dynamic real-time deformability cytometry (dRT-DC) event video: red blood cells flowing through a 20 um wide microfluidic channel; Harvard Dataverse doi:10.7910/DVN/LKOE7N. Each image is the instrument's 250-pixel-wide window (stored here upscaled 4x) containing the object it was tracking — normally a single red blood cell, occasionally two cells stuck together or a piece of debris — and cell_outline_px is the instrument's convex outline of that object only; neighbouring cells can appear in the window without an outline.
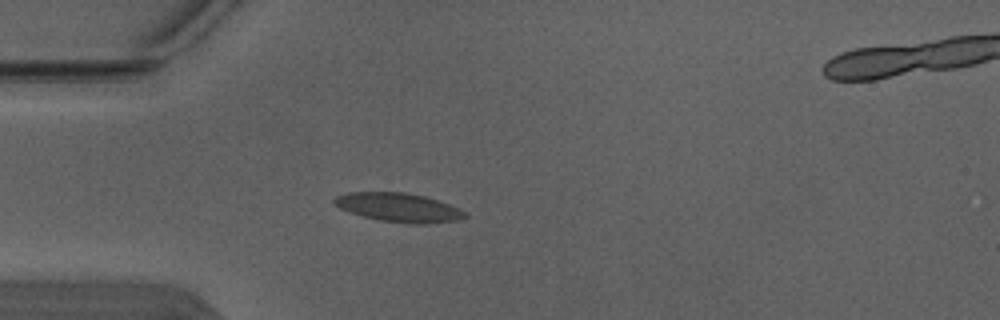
{"species": "Egyptian fruit bat (a non-hibernating species)", "species_latin": "Rousettus aegyptiacus", "temperature_condition": "warm", "stored_images_in_passage": 3, "camera_frame_rate_fps": 3000, "um_per_image_px": 0.085, "animal": {"sex": "male"}, "frame": {"image": 1, "passage_image": 3, "time_ms": 0.667, "image_size_px": [1000, 320], "cell_outline_px": [[468, 216], [460, 220], [424, 224], [408, 224], [380, 220], [348, 212], [332, 204], [332, 200], [336, 196], [348, 192], [404, 192], [424, 196], [460, 208], [468, 212]], "centroid_in_image_um": [33.89, 17.64], "position_along_channel_um": 51.1, "area_um2": 22.2}}